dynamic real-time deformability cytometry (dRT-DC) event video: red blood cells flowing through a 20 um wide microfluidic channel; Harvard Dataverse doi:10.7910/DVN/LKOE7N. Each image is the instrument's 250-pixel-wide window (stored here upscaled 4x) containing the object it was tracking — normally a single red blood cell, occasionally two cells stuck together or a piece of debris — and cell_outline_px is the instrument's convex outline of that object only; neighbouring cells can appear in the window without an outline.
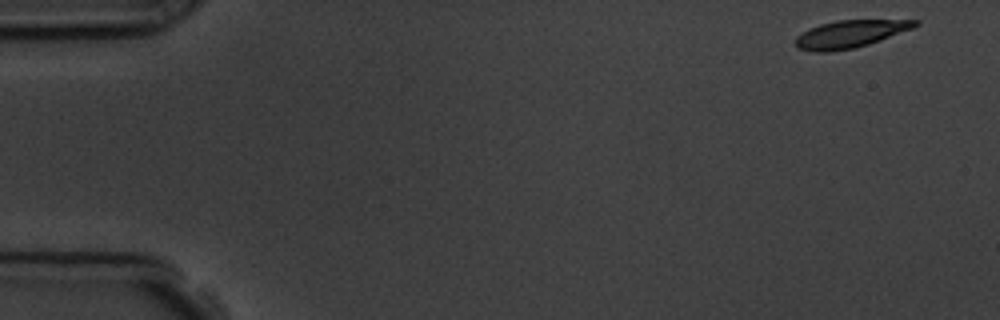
{"species": "common noctule bat (a hibernating species)", "species_latin": "Nyctalus noctula", "temperature_condition": "room temperature", "stored_images_in_passage": 4, "camera_frame_rate_fps": 3000, "um_per_image_px": 0.085, "animal": {"sex": "male", "body_mass_g": 19.5, "forearm_length_mm": 54.6}, "frame": {"image": 1, "passage_image": 1, "time_ms": 0.0, "image_size_px": [1000, 320], "cell_outline_px": [[920, 24], [912, 28], [880, 40], [868, 44], [852, 48], [828, 52], [812, 52], [796, 48], [796, 36], [820, 24], [836, 20], [920, 20]], "centroid_in_image_um": [72.24, 2.89], "position_along_channel_um": 12.8, "area_um2": 18.9}}
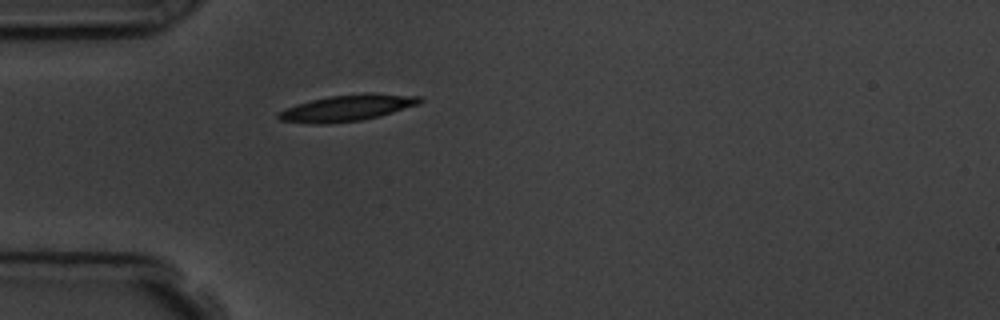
{"frame": {"image": 2, "passage_image": 4, "time_ms": 4.333, "image_size_px": [1000, 320], "cell_outline_px": [[424, 100], [420, 104], [380, 116], [360, 120], [328, 124], [316, 124], [280, 120], [276, 116], [280, 112], [296, 104], [328, 96], [364, 92], [372, 92], [420, 96]], "centroid_in_image_um": [29.58, 9.16], "position_along_channel_um": 55.4, "area_um2": 21.79}}